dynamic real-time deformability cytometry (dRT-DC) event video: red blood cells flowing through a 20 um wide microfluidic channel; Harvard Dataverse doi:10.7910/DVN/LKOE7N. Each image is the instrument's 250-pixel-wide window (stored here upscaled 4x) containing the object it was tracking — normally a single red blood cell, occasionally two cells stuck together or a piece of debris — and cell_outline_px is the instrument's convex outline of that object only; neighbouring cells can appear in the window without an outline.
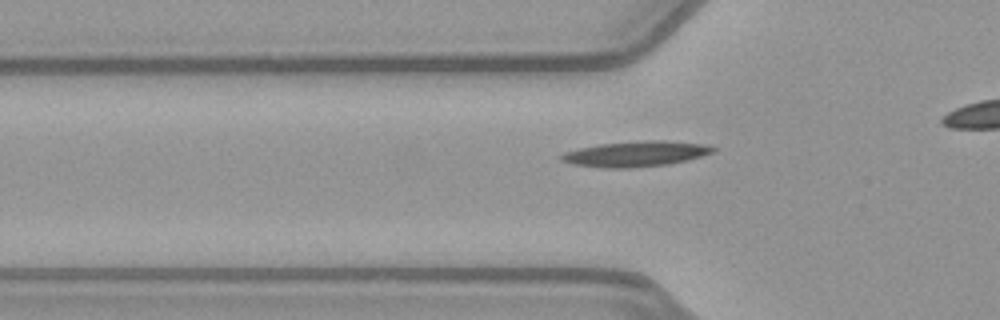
{"species": "common noctule bat (a hibernating species)", "species_latin": "Nyctalus noctula", "temperature_condition": "warm", "stored_images_in_passage": 30, "camera_frame_rate_fps": 3000, "um_per_image_px": 0.085, "animal": {"sex": "female", "body_mass_g": 21.9}, "frame": {"image": 1, "passage_image": 5, "time_ms": 1.333, "image_size_px": [1000, 320], "cell_outline_px": [[716, 148], [712, 152], [688, 160], [668, 164], [628, 168], [604, 168], [572, 164], [560, 160], [556, 156], [564, 152], [580, 148], [600, 144], [652, 140], [664, 140], [704, 144]], "centroid_in_image_um": [53.98, 13.08], "position_along_channel_um": 71.8, "area_um2": 22.37}}
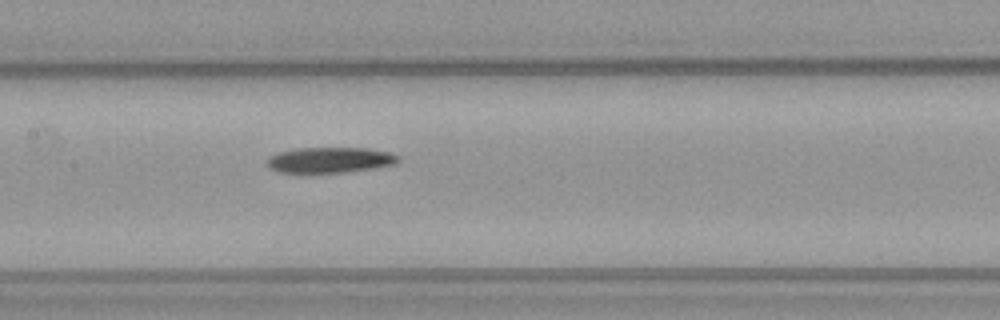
{"frame": {"image": 2, "passage_image": 13, "time_ms": 4.0, "image_size_px": [1000, 320], "cell_outline_px": [[400, 160], [396, 164], [376, 168], [344, 172], [304, 176], [280, 172], [268, 168], [264, 164], [264, 160], [268, 156], [280, 152], [296, 148], [368, 148], [388, 152], [400, 156]], "centroid_in_image_um": [27.94, 13.65], "position_along_channel_um": 179.5, "area_um2": 20.69}}
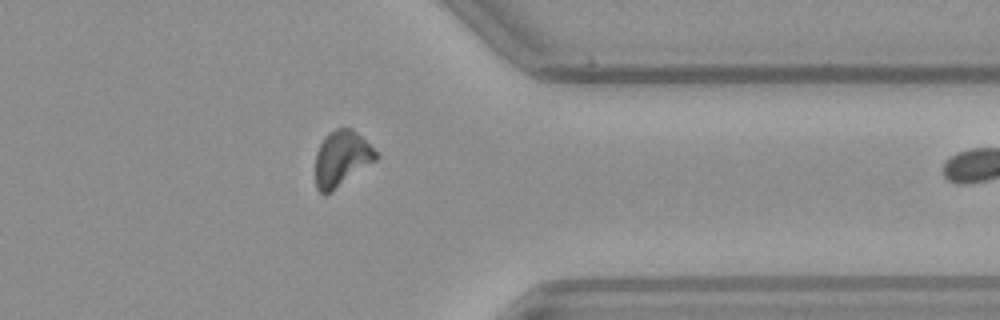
{"frame": {"image": 3, "passage_image": 29, "time_ms": 9.333, "image_size_px": [1000, 320], "cell_outline_px": [[380, 156], [376, 160], [332, 192], [324, 196], [316, 188], [316, 152], [324, 136], [336, 128], [352, 128]], "centroid_in_image_um": [29.01, 13.5], "position_along_channel_um": 382.4, "area_um2": 19.54}}